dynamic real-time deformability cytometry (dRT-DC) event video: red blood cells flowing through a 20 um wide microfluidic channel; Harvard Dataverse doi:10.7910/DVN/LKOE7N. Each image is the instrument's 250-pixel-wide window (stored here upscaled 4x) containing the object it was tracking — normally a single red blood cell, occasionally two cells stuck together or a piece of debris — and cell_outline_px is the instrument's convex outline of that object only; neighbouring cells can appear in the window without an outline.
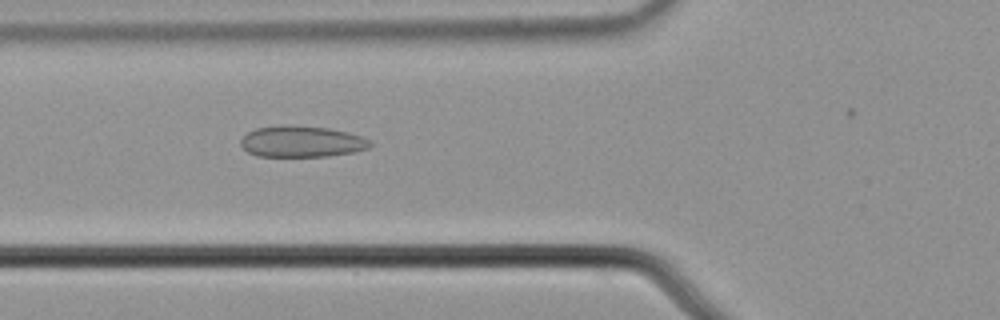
{"species": "common noctule bat (a hibernating species)", "species_latin": "Nyctalus noctula", "temperature_condition": "cold", "stored_images_in_passage": 25, "camera_frame_rate_fps": 3000, "um_per_image_px": 0.085, "animal": {"sex": "male", "body_mass_g": 21.5, "forearm_length_mm": 52.0}, "frame": {"image": 1, "passage_image": 21, "time_ms": 6.667, "image_size_px": [1000, 320], "cell_outline_px": [[372, 144], [368, 148], [352, 152], [328, 156], [256, 156], [248, 152], [240, 144], [240, 140], [248, 132], [256, 128], [280, 124], [292, 124], [328, 128], [348, 132], [360, 136], [368, 140]], "centroid_in_image_um": [25.6, 12.01], "position_along_channel_um": 100.2, "area_um2": 23.64}}
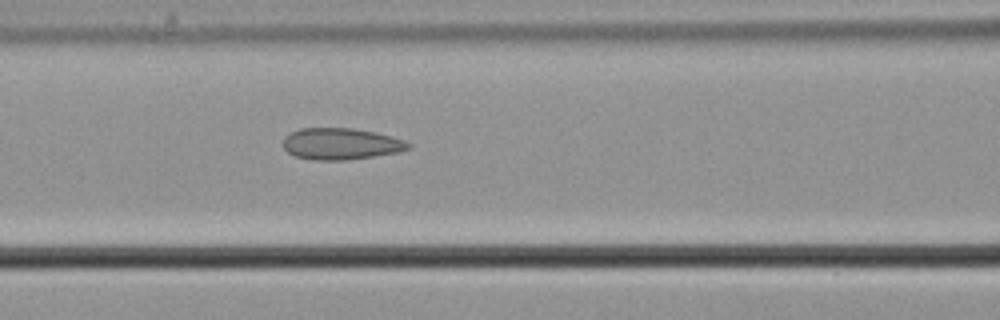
{"frame": {"image": 2, "passage_image": 24, "time_ms": 7.667, "image_size_px": [1000, 320], "cell_outline_px": [[412, 148], [400, 152], [348, 160], [312, 160], [296, 156], [288, 152], [284, 148], [284, 136], [300, 128], [352, 128], [376, 132], [404, 140], [412, 144]], "centroid_in_image_um": [29.01, 12.23], "position_along_channel_um": 137.6, "area_um2": 23.12}}